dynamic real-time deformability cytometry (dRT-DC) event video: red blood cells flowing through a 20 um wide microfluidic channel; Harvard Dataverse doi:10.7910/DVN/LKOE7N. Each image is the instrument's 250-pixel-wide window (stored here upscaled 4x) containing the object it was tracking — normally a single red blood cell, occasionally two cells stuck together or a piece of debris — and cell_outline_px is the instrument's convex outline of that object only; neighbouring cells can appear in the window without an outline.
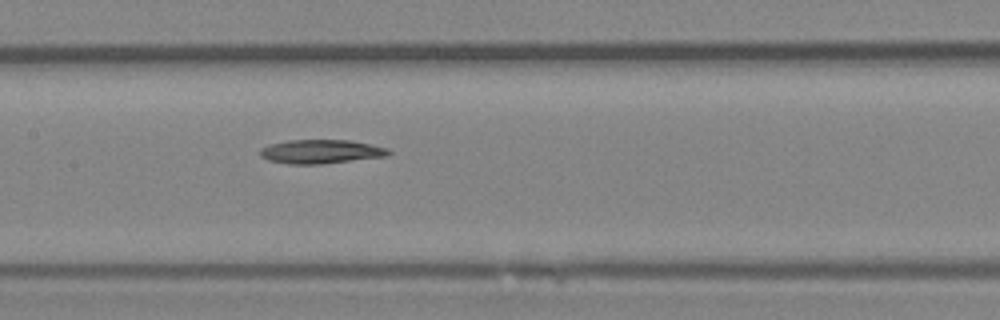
{"species": "Egyptian fruit bat (a non-hibernating species)", "species_latin": "Rousettus aegyptiacus", "temperature_condition": "room temperature", "stored_images_in_passage": 8, "camera_frame_rate_fps": 3000, "um_per_image_px": 0.085, "animal": {"sex": "female"}, "frame": {"image": 1, "passage_image": 8, "time_ms": 9.0, "image_size_px": [1000, 320], "cell_outline_px": [[392, 152], [388, 156], [324, 164], [288, 164], [268, 160], [260, 156], [260, 148], [268, 144], [288, 140], [352, 140], [388, 148]], "centroid_in_image_um": [27.28, 12.88], "position_along_channel_um": 180.1, "area_um2": 18.15}}